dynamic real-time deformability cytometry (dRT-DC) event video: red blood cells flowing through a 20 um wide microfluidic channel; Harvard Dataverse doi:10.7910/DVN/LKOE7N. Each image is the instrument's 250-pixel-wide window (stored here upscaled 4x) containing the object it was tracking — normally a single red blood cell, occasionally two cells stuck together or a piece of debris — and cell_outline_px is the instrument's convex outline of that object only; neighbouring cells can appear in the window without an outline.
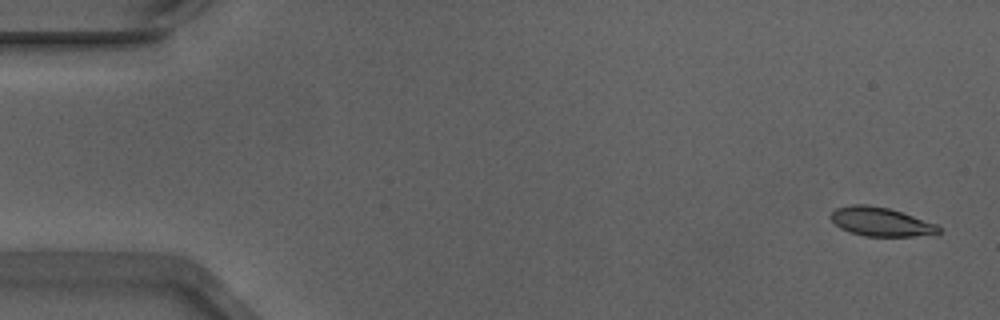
{"species": "Egyptian fruit bat (a non-hibernating species)", "species_latin": "Rousettus aegyptiacus", "temperature_condition": "warm", "stored_images_in_passage": 54, "segment_of_instrument_passage": [1, 2], "camera_frame_rate_fps": 3000, "um_per_image_px": 0.085, "animal": {"sex": "male"}, "frame": {"image": 1, "passage_image": 2, "time_ms": 0.333, "image_size_px": [1000, 320], "cell_outline_px": [[940, 232], [912, 236], [864, 236], [848, 232], [840, 228], [828, 216], [836, 208], [852, 204], [868, 204], [888, 208], [936, 224], [940, 228]], "centroid_in_image_um": [74.79, 18.84], "position_along_channel_um": 10.2, "area_um2": 17.92}}
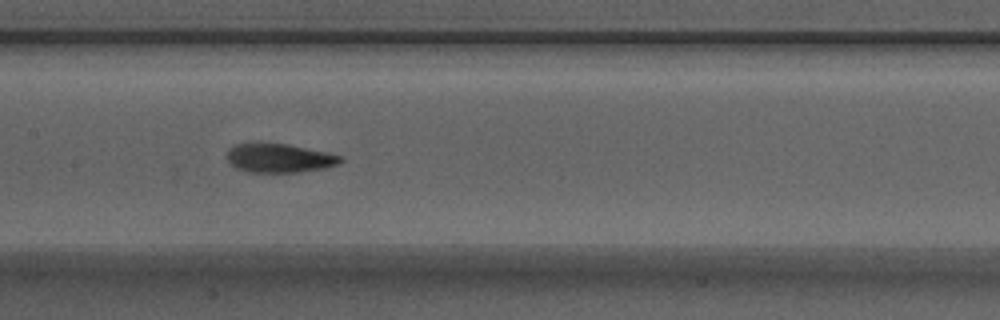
{"frame": {"image": 2, "passage_image": 26, "time_ms": 8.333, "image_size_px": [1000, 320], "cell_outline_px": [[344, 160], [340, 164], [324, 168], [300, 172], [248, 172], [236, 168], [228, 160], [228, 148], [236, 144], [256, 140], [260, 140], [288, 144], [344, 156]], "centroid_in_image_um": [23.73, 13.4], "position_along_channel_um": 183.7, "area_um2": 19.77}}
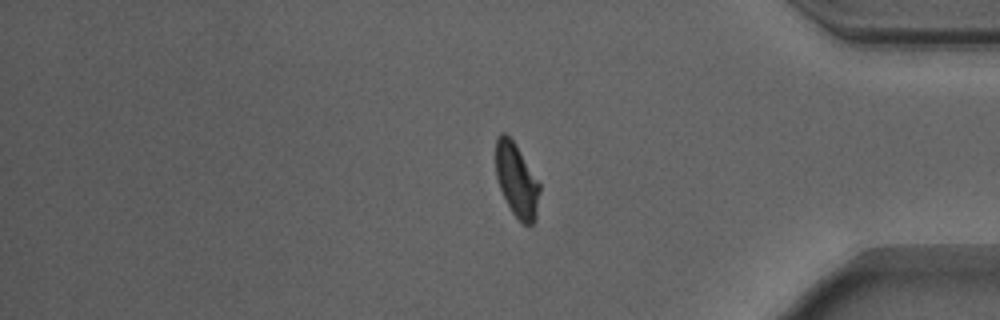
{"frame": {"image": 3, "passage_image": 44, "time_ms": 14.333, "image_size_px": [1000, 320], "cell_outline_px": [[540, 192], [536, 220], [532, 224], [524, 224], [512, 212], [500, 188], [496, 176], [496, 136], [500, 132], [504, 132], [516, 144], [540, 184]], "centroid_in_image_um": [43.92, 15.3], "position_along_channel_um": 391.3, "area_um2": 18.73}}